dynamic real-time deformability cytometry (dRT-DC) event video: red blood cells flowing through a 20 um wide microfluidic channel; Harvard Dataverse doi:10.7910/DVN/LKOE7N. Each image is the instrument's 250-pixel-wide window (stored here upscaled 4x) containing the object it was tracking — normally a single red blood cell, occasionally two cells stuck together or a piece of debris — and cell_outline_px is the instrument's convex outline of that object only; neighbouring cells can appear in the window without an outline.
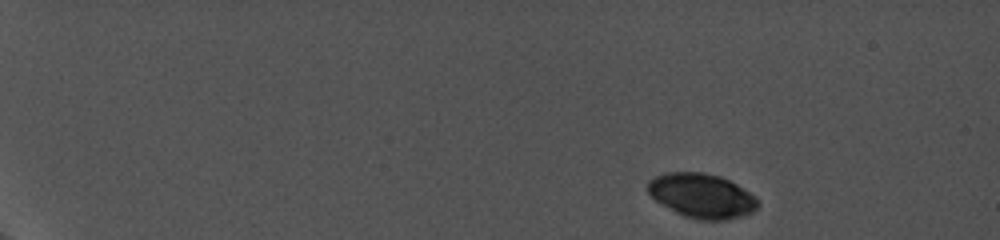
{"species": "common noctule bat (a hibernating species)", "species_latin": "Nyctalus noctula", "temperature_condition": "cold", "stored_images_in_passage": 7, "camera_frame_rate_fps": 5000, "um_per_image_px": 0.085, "animal": {"sex": "female", "body_mass_g": 19.0, "forearm_length_mm": 56.7}, "frame": {"image": 1, "passage_image": 1, "time_ms": 0.0, "image_size_px": [1000, 240], "cell_outline_px": [[760, 204], [752, 212], [744, 216], [724, 220], [696, 220], [684, 216], [676, 212], [656, 200], [648, 192], [648, 180], [656, 176], [668, 172], [704, 172], [720, 176], [736, 184], [748, 192]], "centroid_in_image_um": [59.64, 16.64], "position_along_channel_um": 25.4, "area_um2": 28.26}}
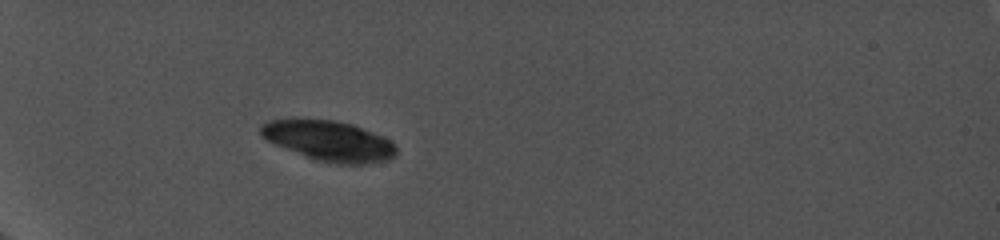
{"frame": {"image": 2, "passage_image": 6, "time_ms": 4.2, "image_size_px": [1000, 240], "cell_outline_px": [[396, 156], [388, 160], [364, 164], [336, 164], [312, 160], [276, 144], [260, 136], [260, 124], [268, 120], [296, 116], [336, 120], [352, 124], [372, 132], [396, 144]], "centroid_in_image_um": [27.89, 11.94], "position_along_channel_um": 57.1, "area_um2": 32.66}}